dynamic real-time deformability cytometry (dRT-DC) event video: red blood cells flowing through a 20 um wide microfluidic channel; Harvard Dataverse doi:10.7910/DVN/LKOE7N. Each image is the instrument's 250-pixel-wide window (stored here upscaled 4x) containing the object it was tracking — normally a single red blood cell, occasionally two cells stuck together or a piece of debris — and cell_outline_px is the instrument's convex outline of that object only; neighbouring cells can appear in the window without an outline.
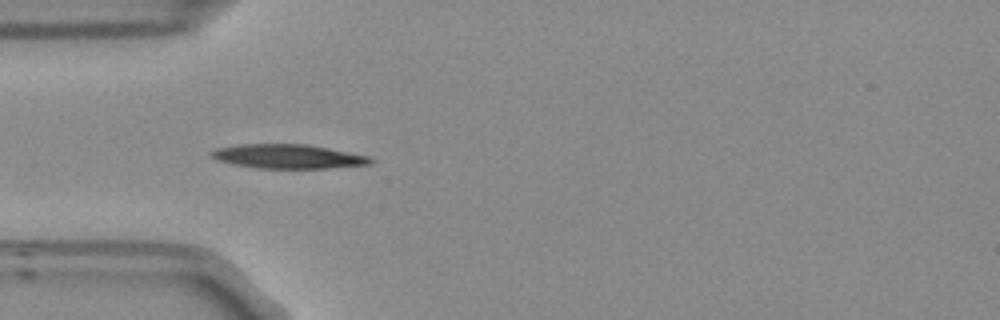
{"species": "Egyptian fruit bat (a non-hibernating species)", "species_latin": "Rousettus aegyptiacus", "temperature_condition": "room temperature", "stored_images_in_passage": 5, "camera_frame_rate_fps": 3000, "um_per_image_px": 0.085, "frame": {"image": 1, "passage_image": 5, "time_ms": 1.333, "image_size_px": [1000, 320], "cell_outline_px": [[376, 160], [372, 164], [328, 168], [256, 168], [216, 160], [208, 152], [216, 148], [240, 144], [308, 144], [368, 156]], "centroid_in_image_um": [24.49, 13.29], "position_along_channel_um": 60.5, "area_um2": 22.37}}